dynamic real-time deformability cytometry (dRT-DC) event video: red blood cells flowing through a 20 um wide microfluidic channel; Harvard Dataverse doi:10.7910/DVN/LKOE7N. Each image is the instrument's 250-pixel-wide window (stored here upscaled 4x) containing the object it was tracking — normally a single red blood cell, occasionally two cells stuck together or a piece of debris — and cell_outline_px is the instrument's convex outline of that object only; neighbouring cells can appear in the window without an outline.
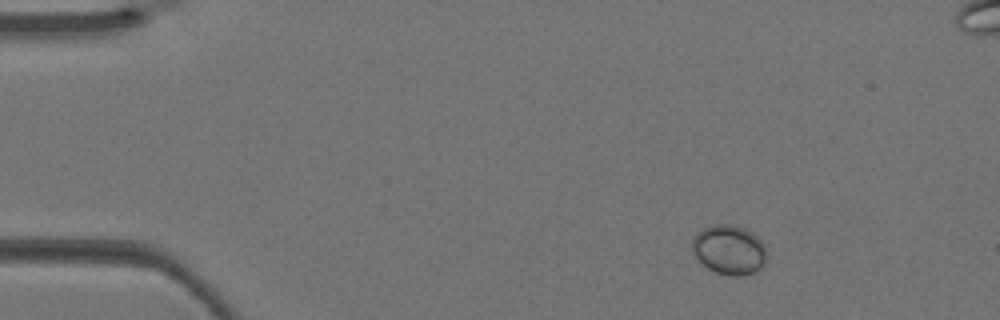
{"species": "Egyptian fruit bat (a non-hibernating species)", "species_latin": "Rousettus aegyptiacus", "temperature_condition": "warm", "stored_images_in_passage": 4, "camera_frame_rate_fps": 3000, "um_per_image_px": 0.085, "animal": {"sex": "female"}, "frame": {"image": 1, "passage_image": 1, "time_ms": 0.0, "image_size_px": [1000, 320], "cell_outline_px": [[768, 260], [764, 268], [756, 272], [744, 276], [732, 276], [716, 272], [708, 268], [692, 256], [692, 236], [696, 232], [704, 228], [716, 224], [732, 224], [744, 228], [752, 232], [764, 244], [768, 252]], "centroid_in_image_um": [62.01, 21.25], "position_along_channel_um": 23.0, "area_um2": 22.25}}
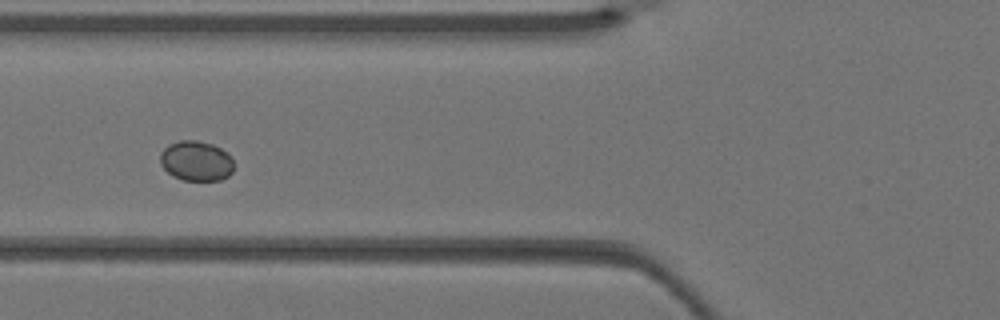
{"frame": {"image": 2, "passage_image": 4, "time_ms": 1.0, "image_size_px": [1000, 320], "cell_outline_px": [[232, 172], [228, 176], [220, 180], [184, 180], [172, 176], [160, 164], [160, 152], [168, 144], [180, 140], [196, 140], [212, 144], [220, 148], [232, 160]], "centroid_in_image_um": [16.63, 13.68], "position_along_channel_um": 109.2, "area_um2": 17.05}}